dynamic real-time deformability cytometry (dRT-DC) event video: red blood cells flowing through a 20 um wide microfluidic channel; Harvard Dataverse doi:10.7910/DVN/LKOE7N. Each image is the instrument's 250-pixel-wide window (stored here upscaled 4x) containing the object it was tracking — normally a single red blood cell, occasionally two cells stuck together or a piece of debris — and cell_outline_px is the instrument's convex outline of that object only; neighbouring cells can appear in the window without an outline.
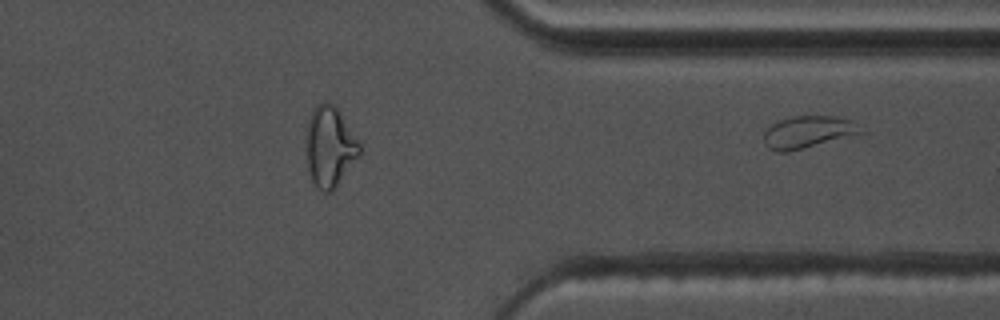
{"species": "common noctule bat (a hibernating species)", "species_latin": "Nyctalus noctula", "temperature_condition": "warm", "stored_images_in_passage": 29, "segment_of_instrument_passage": [2, 2], "camera_frame_rate_fps": 3000, "um_per_image_px": 0.085, "animal": {"sex": "male", "body_mass_g": 17.5, "forearm_length_mm": 52.3}, "frame": {"image": 1, "passage_image": 29, "time_ms": 9.333, "image_size_px": [1000, 320], "cell_outline_px": [[864, 132], [804, 148], [788, 152], [776, 152], [768, 148], [764, 144], [764, 132], [772, 124], [780, 120], [792, 116], [836, 116], [848, 120]], "centroid_in_image_um": [68.58, 11.23], "position_along_channel_um": 342.8, "area_um2": 17.74}}